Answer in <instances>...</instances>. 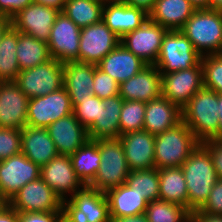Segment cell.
<instances>
[{"mask_svg":"<svg viewBox=\"0 0 222 222\" xmlns=\"http://www.w3.org/2000/svg\"><path fill=\"white\" fill-rule=\"evenodd\" d=\"M218 111H219L218 140H222V94L220 93H218Z\"/></svg>","mask_w":222,"mask_h":222,"instance_id":"52","label":"cell"},{"mask_svg":"<svg viewBox=\"0 0 222 222\" xmlns=\"http://www.w3.org/2000/svg\"><path fill=\"white\" fill-rule=\"evenodd\" d=\"M156 0H119L128 6L137 7L139 9L144 10L147 14H149L154 7Z\"/></svg>","mask_w":222,"mask_h":222,"instance_id":"47","label":"cell"},{"mask_svg":"<svg viewBox=\"0 0 222 222\" xmlns=\"http://www.w3.org/2000/svg\"><path fill=\"white\" fill-rule=\"evenodd\" d=\"M21 153L40 168L59 154L47 128L31 126L21 129Z\"/></svg>","mask_w":222,"mask_h":222,"instance_id":"23","label":"cell"},{"mask_svg":"<svg viewBox=\"0 0 222 222\" xmlns=\"http://www.w3.org/2000/svg\"><path fill=\"white\" fill-rule=\"evenodd\" d=\"M96 66L77 61L63 64V87L67 90L70 99H85L93 94Z\"/></svg>","mask_w":222,"mask_h":222,"instance_id":"28","label":"cell"},{"mask_svg":"<svg viewBox=\"0 0 222 222\" xmlns=\"http://www.w3.org/2000/svg\"><path fill=\"white\" fill-rule=\"evenodd\" d=\"M196 10L211 9L210 0H189Z\"/></svg>","mask_w":222,"mask_h":222,"instance_id":"51","label":"cell"},{"mask_svg":"<svg viewBox=\"0 0 222 222\" xmlns=\"http://www.w3.org/2000/svg\"><path fill=\"white\" fill-rule=\"evenodd\" d=\"M62 203L41 177L24 185L8 202L18 213L62 211Z\"/></svg>","mask_w":222,"mask_h":222,"instance_id":"14","label":"cell"},{"mask_svg":"<svg viewBox=\"0 0 222 222\" xmlns=\"http://www.w3.org/2000/svg\"><path fill=\"white\" fill-rule=\"evenodd\" d=\"M47 131L62 155L74 154L89 139L87 129L73 113L53 122Z\"/></svg>","mask_w":222,"mask_h":222,"instance_id":"21","label":"cell"},{"mask_svg":"<svg viewBox=\"0 0 222 222\" xmlns=\"http://www.w3.org/2000/svg\"><path fill=\"white\" fill-rule=\"evenodd\" d=\"M100 1H102V2H119V0H100Z\"/></svg>","mask_w":222,"mask_h":222,"instance_id":"55","label":"cell"},{"mask_svg":"<svg viewBox=\"0 0 222 222\" xmlns=\"http://www.w3.org/2000/svg\"><path fill=\"white\" fill-rule=\"evenodd\" d=\"M167 31L148 18L139 28L126 33L120 43L147 65H154Z\"/></svg>","mask_w":222,"mask_h":222,"instance_id":"13","label":"cell"},{"mask_svg":"<svg viewBox=\"0 0 222 222\" xmlns=\"http://www.w3.org/2000/svg\"><path fill=\"white\" fill-rule=\"evenodd\" d=\"M182 121L189 127L200 142L218 140V93L200 89L181 109Z\"/></svg>","mask_w":222,"mask_h":222,"instance_id":"2","label":"cell"},{"mask_svg":"<svg viewBox=\"0 0 222 222\" xmlns=\"http://www.w3.org/2000/svg\"><path fill=\"white\" fill-rule=\"evenodd\" d=\"M103 6L100 0H66L62 12L83 28L102 20Z\"/></svg>","mask_w":222,"mask_h":222,"instance_id":"34","label":"cell"},{"mask_svg":"<svg viewBox=\"0 0 222 222\" xmlns=\"http://www.w3.org/2000/svg\"><path fill=\"white\" fill-rule=\"evenodd\" d=\"M40 171L23 153L0 161V199L8 203L24 185L38 179Z\"/></svg>","mask_w":222,"mask_h":222,"instance_id":"9","label":"cell"},{"mask_svg":"<svg viewBox=\"0 0 222 222\" xmlns=\"http://www.w3.org/2000/svg\"><path fill=\"white\" fill-rule=\"evenodd\" d=\"M126 184L148 202L159 199V169L132 170Z\"/></svg>","mask_w":222,"mask_h":222,"instance_id":"36","label":"cell"},{"mask_svg":"<svg viewBox=\"0 0 222 222\" xmlns=\"http://www.w3.org/2000/svg\"><path fill=\"white\" fill-rule=\"evenodd\" d=\"M162 75V96L182 109L204 87L203 66H197Z\"/></svg>","mask_w":222,"mask_h":222,"instance_id":"11","label":"cell"},{"mask_svg":"<svg viewBox=\"0 0 222 222\" xmlns=\"http://www.w3.org/2000/svg\"><path fill=\"white\" fill-rule=\"evenodd\" d=\"M123 101L120 95L102 99L99 120H96L87 130L89 139H118L120 137L119 121Z\"/></svg>","mask_w":222,"mask_h":222,"instance_id":"27","label":"cell"},{"mask_svg":"<svg viewBox=\"0 0 222 222\" xmlns=\"http://www.w3.org/2000/svg\"><path fill=\"white\" fill-rule=\"evenodd\" d=\"M130 171L155 168V135L147 131L120 135Z\"/></svg>","mask_w":222,"mask_h":222,"instance_id":"19","label":"cell"},{"mask_svg":"<svg viewBox=\"0 0 222 222\" xmlns=\"http://www.w3.org/2000/svg\"><path fill=\"white\" fill-rule=\"evenodd\" d=\"M162 75L155 65H147L136 75L119 85L123 100L147 103L162 95Z\"/></svg>","mask_w":222,"mask_h":222,"instance_id":"20","label":"cell"},{"mask_svg":"<svg viewBox=\"0 0 222 222\" xmlns=\"http://www.w3.org/2000/svg\"><path fill=\"white\" fill-rule=\"evenodd\" d=\"M18 31L11 25L0 40V80L15 81L20 72L17 60Z\"/></svg>","mask_w":222,"mask_h":222,"instance_id":"33","label":"cell"},{"mask_svg":"<svg viewBox=\"0 0 222 222\" xmlns=\"http://www.w3.org/2000/svg\"><path fill=\"white\" fill-rule=\"evenodd\" d=\"M201 144L209 151L216 174L222 179V140L210 139Z\"/></svg>","mask_w":222,"mask_h":222,"instance_id":"44","label":"cell"},{"mask_svg":"<svg viewBox=\"0 0 222 222\" xmlns=\"http://www.w3.org/2000/svg\"><path fill=\"white\" fill-rule=\"evenodd\" d=\"M181 121V109L164 96L146 103L144 131L156 135L173 128Z\"/></svg>","mask_w":222,"mask_h":222,"instance_id":"25","label":"cell"},{"mask_svg":"<svg viewBox=\"0 0 222 222\" xmlns=\"http://www.w3.org/2000/svg\"><path fill=\"white\" fill-rule=\"evenodd\" d=\"M101 163L94 180L89 187L106 193L126 183L130 169L122 144L118 139L97 140Z\"/></svg>","mask_w":222,"mask_h":222,"instance_id":"5","label":"cell"},{"mask_svg":"<svg viewBox=\"0 0 222 222\" xmlns=\"http://www.w3.org/2000/svg\"><path fill=\"white\" fill-rule=\"evenodd\" d=\"M196 9L189 0H156L149 19L167 30H181Z\"/></svg>","mask_w":222,"mask_h":222,"instance_id":"26","label":"cell"},{"mask_svg":"<svg viewBox=\"0 0 222 222\" xmlns=\"http://www.w3.org/2000/svg\"><path fill=\"white\" fill-rule=\"evenodd\" d=\"M59 13L56 8L33 2L11 19V25L20 33L47 43Z\"/></svg>","mask_w":222,"mask_h":222,"instance_id":"17","label":"cell"},{"mask_svg":"<svg viewBox=\"0 0 222 222\" xmlns=\"http://www.w3.org/2000/svg\"><path fill=\"white\" fill-rule=\"evenodd\" d=\"M21 153V129L0 128V161Z\"/></svg>","mask_w":222,"mask_h":222,"instance_id":"40","label":"cell"},{"mask_svg":"<svg viewBox=\"0 0 222 222\" xmlns=\"http://www.w3.org/2000/svg\"><path fill=\"white\" fill-rule=\"evenodd\" d=\"M211 9L222 10V0H210Z\"/></svg>","mask_w":222,"mask_h":222,"instance_id":"54","label":"cell"},{"mask_svg":"<svg viewBox=\"0 0 222 222\" xmlns=\"http://www.w3.org/2000/svg\"><path fill=\"white\" fill-rule=\"evenodd\" d=\"M80 34L81 28L60 11L47 42L51 57L62 64L78 62Z\"/></svg>","mask_w":222,"mask_h":222,"instance_id":"15","label":"cell"},{"mask_svg":"<svg viewBox=\"0 0 222 222\" xmlns=\"http://www.w3.org/2000/svg\"><path fill=\"white\" fill-rule=\"evenodd\" d=\"M0 222H19V213L8 203L0 206Z\"/></svg>","mask_w":222,"mask_h":222,"instance_id":"46","label":"cell"},{"mask_svg":"<svg viewBox=\"0 0 222 222\" xmlns=\"http://www.w3.org/2000/svg\"><path fill=\"white\" fill-rule=\"evenodd\" d=\"M62 222H111L105 193L85 185L63 201Z\"/></svg>","mask_w":222,"mask_h":222,"instance_id":"6","label":"cell"},{"mask_svg":"<svg viewBox=\"0 0 222 222\" xmlns=\"http://www.w3.org/2000/svg\"><path fill=\"white\" fill-rule=\"evenodd\" d=\"M101 101L102 99L94 94L85 99H71L75 118L87 130L96 120H99V115L101 114Z\"/></svg>","mask_w":222,"mask_h":222,"instance_id":"38","label":"cell"},{"mask_svg":"<svg viewBox=\"0 0 222 222\" xmlns=\"http://www.w3.org/2000/svg\"><path fill=\"white\" fill-rule=\"evenodd\" d=\"M66 0H33L34 3L42 4L45 6L56 8L59 11H63Z\"/></svg>","mask_w":222,"mask_h":222,"instance_id":"50","label":"cell"},{"mask_svg":"<svg viewBox=\"0 0 222 222\" xmlns=\"http://www.w3.org/2000/svg\"><path fill=\"white\" fill-rule=\"evenodd\" d=\"M181 32L202 56L222 54V10H195Z\"/></svg>","mask_w":222,"mask_h":222,"instance_id":"3","label":"cell"},{"mask_svg":"<svg viewBox=\"0 0 222 222\" xmlns=\"http://www.w3.org/2000/svg\"><path fill=\"white\" fill-rule=\"evenodd\" d=\"M15 83L29 99L45 96L63 87V64L52 58L38 66L21 70Z\"/></svg>","mask_w":222,"mask_h":222,"instance_id":"8","label":"cell"},{"mask_svg":"<svg viewBox=\"0 0 222 222\" xmlns=\"http://www.w3.org/2000/svg\"><path fill=\"white\" fill-rule=\"evenodd\" d=\"M200 142L189 127L179 124L155 135V168L181 167Z\"/></svg>","mask_w":222,"mask_h":222,"instance_id":"4","label":"cell"},{"mask_svg":"<svg viewBox=\"0 0 222 222\" xmlns=\"http://www.w3.org/2000/svg\"><path fill=\"white\" fill-rule=\"evenodd\" d=\"M204 88L222 94V54L202 56Z\"/></svg>","mask_w":222,"mask_h":222,"instance_id":"39","label":"cell"},{"mask_svg":"<svg viewBox=\"0 0 222 222\" xmlns=\"http://www.w3.org/2000/svg\"><path fill=\"white\" fill-rule=\"evenodd\" d=\"M145 214L149 222H192L188 208L161 199L149 202Z\"/></svg>","mask_w":222,"mask_h":222,"instance_id":"35","label":"cell"},{"mask_svg":"<svg viewBox=\"0 0 222 222\" xmlns=\"http://www.w3.org/2000/svg\"><path fill=\"white\" fill-rule=\"evenodd\" d=\"M32 3L33 0H0V15L12 19Z\"/></svg>","mask_w":222,"mask_h":222,"instance_id":"45","label":"cell"},{"mask_svg":"<svg viewBox=\"0 0 222 222\" xmlns=\"http://www.w3.org/2000/svg\"><path fill=\"white\" fill-rule=\"evenodd\" d=\"M110 218L145 213L148 201L126 183L108 190L106 193Z\"/></svg>","mask_w":222,"mask_h":222,"instance_id":"29","label":"cell"},{"mask_svg":"<svg viewBox=\"0 0 222 222\" xmlns=\"http://www.w3.org/2000/svg\"><path fill=\"white\" fill-rule=\"evenodd\" d=\"M148 18L144 10L122 2H105L103 6L102 21L120 38L139 28Z\"/></svg>","mask_w":222,"mask_h":222,"instance_id":"22","label":"cell"},{"mask_svg":"<svg viewBox=\"0 0 222 222\" xmlns=\"http://www.w3.org/2000/svg\"><path fill=\"white\" fill-rule=\"evenodd\" d=\"M187 191L188 209L198 211L207 201L212 187L218 181L211 155L200 143L181 166Z\"/></svg>","mask_w":222,"mask_h":222,"instance_id":"1","label":"cell"},{"mask_svg":"<svg viewBox=\"0 0 222 222\" xmlns=\"http://www.w3.org/2000/svg\"><path fill=\"white\" fill-rule=\"evenodd\" d=\"M111 222H149L145 213L123 217H113Z\"/></svg>","mask_w":222,"mask_h":222,"instance_id":"49","label":"cell"},{"mask_svg":"<svg viewBox=\"0 0 222 222\" xmlns=\"http://www.w3.org/2000/svg\"><path fill=\"white\" fill-rule=\"evenodd\" d=\"M146 103L124 100L120 114V135L144 130Z\"/></svg>","mask_w":222,"mask_h":222,"instance_id":"37","label":"cell"},{"mask_svg":"<svg viewBox=\"0 0 222 222\" xmlns=\"http://www.w3.org/2000/svg\"><path fill=\"white\" fill-rule=\"evenodd\" d=\"M120 39L102 20L81 28L78 62L97 65Z\"/></svg>","mask_w":222,"mask_h":222,"instance_id":"12","label":"cell"},{"mask_svg":"<svg viewBox=\"0 0 222 222\" xmlns=\"http://www.w3.org/2000/svg\"><path fill=\"white\" fill-rule=\"evenodd\" d=\"M40 177L62 202L68 199L66 194L71 198L85 186L75 174L70 155H56L41 167Z\"/></svg>","mask_w":222,"mask_h":222,"instance_id":"16","label":"cell"},{"mask_svg":"<svg viewBox=\"0 0 222 222\" xmlns=\"http://www.w3.org/2000/svg\"><path fill=\"white\" fill-rule=\"evenodd\" d=\"M4 204V202L0 199V206H2Z\"/></svg>","mask_w":222,"mask_h":222,"instance_id":"56","label":"cell"},{"mask_svg":"<svg viewBox=\"0 0 222 222\" xmlns=\"http://www.w3.org/2000/svg\"><path fill=\"white\" fill-rule=\"evenodd\" d=\"M16 49L20 71L38 66L52 59L46 42L19 31Z\"/></svg>","mask_w":222,"mask_h":222,"instance_id":"32","label":"cell"},{"mask_svg":"<svg viewBox=\"0 0 222 222\" xmlns=\"http://www.w3.org/2000/svg\"><path fill=\"white\" fill-rule=\"evenodd\" d=\"M159 199L188 208V191L181 167L159 169Z\"/></svg>","mask_w":222,"mask_h":222,"instance_id":"30","label":"cell"},{"mask_svg":"<svg viewBox=\"0 0 222 222\" xmlns=\"http://www.w3.org/2000/svg\"><path fill=\"white\" fill-rule=\"evenodd\" d=\"M29 98L15 81L0 86V128L23 129L27 126Z\"/></svg>","mask_w":222,"mask_h":222,"instance_id":"18","label":"cell"},{"mask_svg":"<svg viewBox=\"0 0 222 222\" xmlns=\"http://www.w3.org/2000/svg\"><path fill=\"white\" fill-rule=\"evenodd\" d=\"M192 222H222V215H210L194 211L192 213Z\"/></svg>","mask_w":222,"mask_h":222,"instance_id":"48","label":"cell"},{"mask_svg":"<svg viewBox=\"0 0 222 222\" xmlns=\"http://www.w3.org/2000/svg\"><path fill=\"white\" fill-rule=\"evenodd\" d=\"M202 55L181 30H168L155 62L160 73H171L197 66Z\"/></svg>","mask_w":222,"mask_h":222,"instance_id":"7","label":"cell"},{"mask_svg":"<svg viewBox=\"0 0 222 222\" xmlns=\"http://www.w3.org/2000/svg\"><path fill=\"white\" fill-rule=\"evenodd\" d=\"M94 85L92 92L100 99L119 95V85L110 75L100 70L97 66L94 70Z\"/></svg>","mask_w":222,"mask_h":222,"instance_id":"41","label":"cell"},{"mask_svg":"<svg viewBox=\"0 0 222 222\" xmlns=\"http://www.w3.org/2000/svg\"><path fill=\"white\" fill-rule=\"evenodd\" d=\"M76 176L88 186L95 178L101 163L97 140L88 139L74 154L70 155Z\"/></svg>","mask_w":222,"mask_h":222,"instance_id":"31","label":"cell"},{"mask_svg":"<svg viewBox=\"0 0 222 222\" xmlns=\"http://www.w3.org/2000/svg\"><path fill=\"white\" fill-rule=\"evenodd\" d=\"M146 66L145 62L121 43L97 64L100 70L110 75L118 84L127 81Z\"/></svg>","mask_w":222,"mask_h":222,"instance_id":"24","label":"cell"},{"mask_svg":"<svg viewBox=\"0 0 222 222\" xmlns=\"http://www.w3.org/2000/svg\"><path fill=\"white\" fill-rule=\"evenodd\" d=\"M198 212L210 215H222V179L219 178L212 187L207 201Z\"/></svg>","mask_w":222,"mask_h":222,"instance_id":"42","label":"cell"},{"mask_svg":"<svg viewBox=\"0 0 222 222\" xmlns=\"http://www.w3.org/2000/svg\"><path fill=\"white\" fill-rule=\"evenodd\" d=\"M73 113L71 99L67 90H59L45 96L29 99L27 126L47 128L56 120Z\"/></svg>","mask_w":222,"mask_h":222,"instance_id":"10","label":"cell"},{"mask_svg":"<svg viewBox=\"0 0 222 222\" xmlns=\"http://www.w3.org/2000/svg\"><path fill=\"white\" fill-rule=\"evenodd\" d=\"M11 26V19L0 15V40L5 31Z\"/></svg>","mask_w":222,"mask_h":222,"instance_id":"53","label":"cell"},{"mask_svg":"<svg viewBox=\"0 0 222 222\" xmlns=\"http://www.w3.org/2000/svg\"><path fill=\"white\" fill-rule=\"evenodd\" d=\"M19 222H62V211L19 213Z\"/></svg>","mask_w":222,"mask_h":222,"instance_id":"43","label":"cell"}]
</instances>
